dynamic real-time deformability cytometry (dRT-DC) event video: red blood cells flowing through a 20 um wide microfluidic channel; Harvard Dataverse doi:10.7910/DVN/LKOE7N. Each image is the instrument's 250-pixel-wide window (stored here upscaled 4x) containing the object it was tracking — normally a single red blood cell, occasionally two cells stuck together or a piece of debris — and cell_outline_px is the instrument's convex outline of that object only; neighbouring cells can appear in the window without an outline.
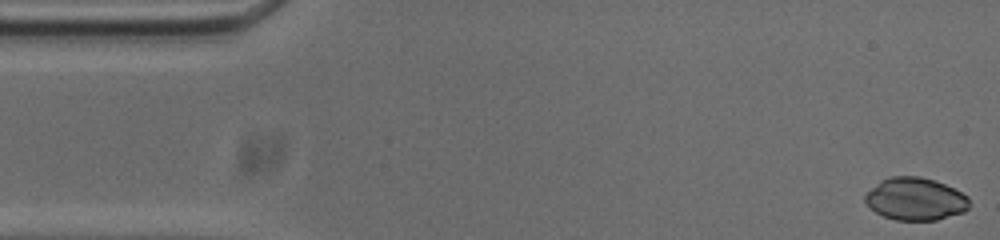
{"species": "common noctule bat (a hibernating species)", "species_latin": "Nyctalus noctula", "temperature_condition": "cold", "stored_images_in_passage": 53, "camera_frame_rate_fps": 3000, "um_per_image_px": 0.085, "animal": {"sex": "male", "body_mass_g": 20.0, "forearm_length_mm": 53.3}, "frame": {"image": 1, "passage_image": 1, "time_ms": 0.0, "image_size_px": [1000, 240], "cell_outline_px": [[968, 208], [964, 212], [936, 220], [896, 220], [884, 216], [876, 212], [864, 200], [864, 196], [880, 180], [888, 176], [920, 176], [944, 184], [968, 196]], "centroid_in_image_um": [77.8, 16.91], "position_along_channel_um": 7.2, "area_um2": 25.61}}
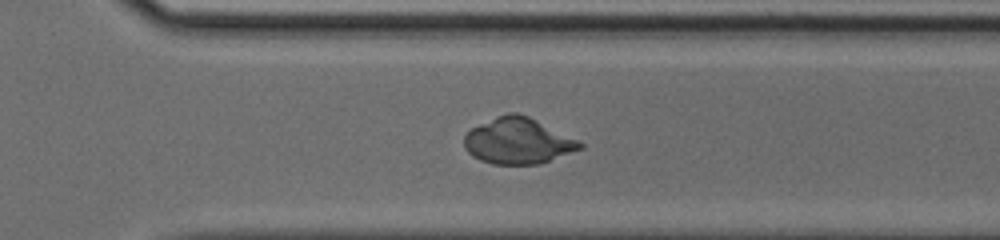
{"frame": {"image": 2, "passage_image": 36, "time_ms": 11.667, "image_size_px": [1000, 240], "cell_outline_px": [[584, 148], [536, 164], [492, 164], [480, 160], [472, 156], [464, 148], [464, 136], [472, 128], [496, 116], [508, 112], [516, 112], [528, 116], [584, 144]], "centroid_in_image_um": [43.98, 11.98], "position_along_channel_um": 326.6, "area_um2": 30.58}}
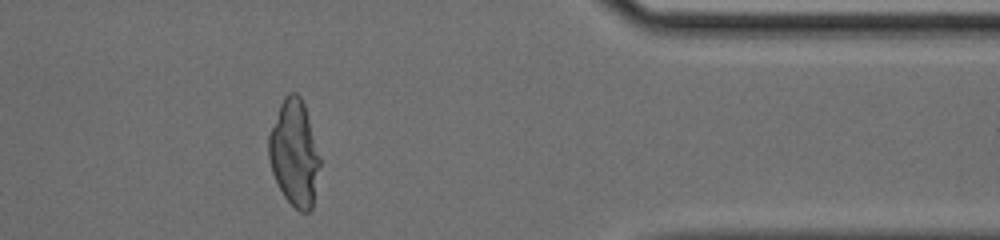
{"frame": {"image": 3, "passage_image": 43, "time_ms": 14.0, "image_size_px": [1000, 240], "cell_outline_px": [[320, 164], [312, 208], [308, 212], [300, 212], [284, 196], [272, 172], [268, 160], [268, 136], [280, 104], [284, 96], [288, 92], [296, 92], [300, 96], [304, 104], [320, 156]], "centroid_in_image_um": [25.01, 13.0], "position_along_channel_um": 386.4, "area_um2": 31.44}}